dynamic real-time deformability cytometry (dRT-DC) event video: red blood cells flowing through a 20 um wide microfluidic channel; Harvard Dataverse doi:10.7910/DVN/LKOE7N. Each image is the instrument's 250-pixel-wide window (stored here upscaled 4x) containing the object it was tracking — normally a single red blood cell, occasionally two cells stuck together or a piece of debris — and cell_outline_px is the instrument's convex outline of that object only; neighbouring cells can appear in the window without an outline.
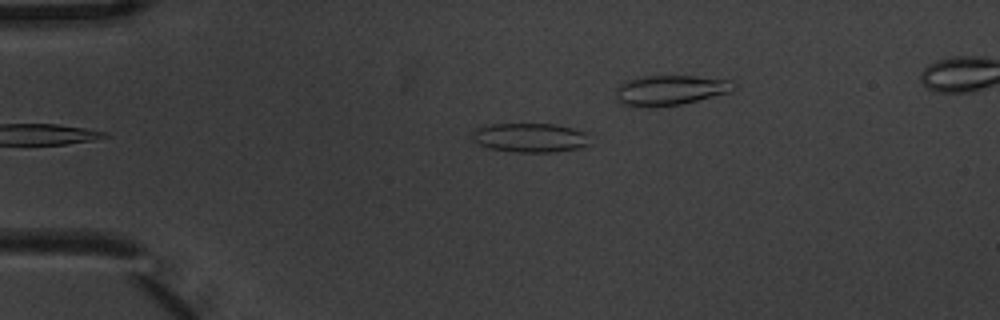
{"species": "common noctule bat (a hibernating species)", "species_latin": "Nyctalus noctula", "temperature_condition": "warm", "stored_images_in_passage": 5, "camera_frame_rate_fps": 3000, "um_per_image_px": 0.085, "animal": {"sex": "male", "body_mass_g": 20.1, "forearm_length_mm": 53.5}, "frame": {"image": 1, "passage_image": 5, "time_ms": 1.333, "image_size_px": [1000, 320], "cell_outline_px": [[584, 144], [580, 148], [556, 152], [516, 152], [488, 148], [472, 140], [472, 136], [476, 128], [492, 124], [556, 124], [572, 128], [584, 132]], "centroid_in_image_um": [44.97, 11.7], "position_along_channel_um": 40.0, "area_um2": 19.59}}